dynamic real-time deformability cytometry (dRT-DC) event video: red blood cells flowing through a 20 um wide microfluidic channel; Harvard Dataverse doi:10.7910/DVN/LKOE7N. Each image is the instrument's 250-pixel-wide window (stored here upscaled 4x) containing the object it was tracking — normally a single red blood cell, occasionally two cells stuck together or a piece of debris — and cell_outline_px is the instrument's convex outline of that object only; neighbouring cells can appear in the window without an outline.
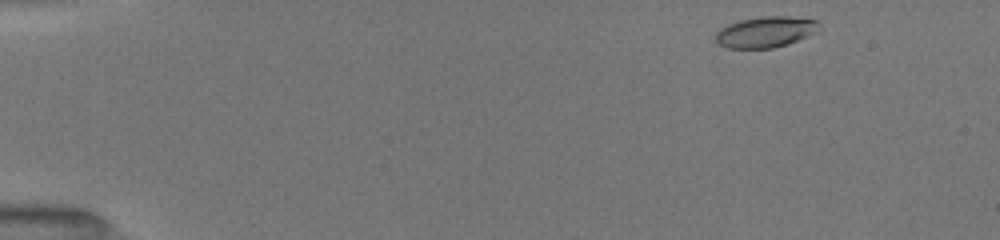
{"species": "common noctule bat (a hibernating species)", "species_latin": "Nyctalus noctula", "temperature_condition": "room temperature", "stored_images_in_passage": 46, "camera_frame_rate_fps": 3000, "um_per_image_px": 0.085, "animal": {"sex": "female", "body_mass_g": 19.5, "forearm_length_mm": 54.1}, "frame": {"image": 1, "passage_image": 1, "time_ms": 0.0, "image_size_px": [1000, 240], "cell_outline_px": [[820, 32], [788, 44], [772, 48], [728, 48], [720, 44], [716, 40], [716, 32], [720, 28], [728, 24], [740, 20], [764, 16], [788, 16], [816, 20]], "centroid_in_image_um": [65.1, 2.72], "position_along_channel_um": 19.9, "area_um2": 18.67}}
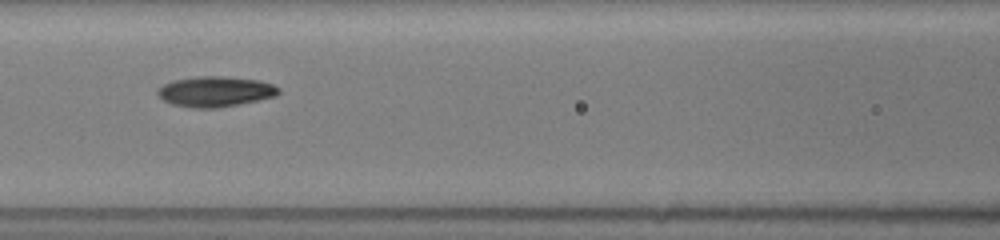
{"frame": {"image": 2, "passage_image": 19, "time_ms": 6.0, "image_size_px": [1000, 240], "cell_outline_px": [[280, 92], [276, 96], [260, 100], [240, 104], [216, 108], [192, 108], [172, 104], [164, 100], [156, 92], [164, 84], [172, 80], [200, 76], [224, 76], [260, 80], [272, 84], [280, 88]], "centroid_in_image_um": [18.34, 7.78], "position_along_channel_um": 148.3, "area_um2": 21.5}}
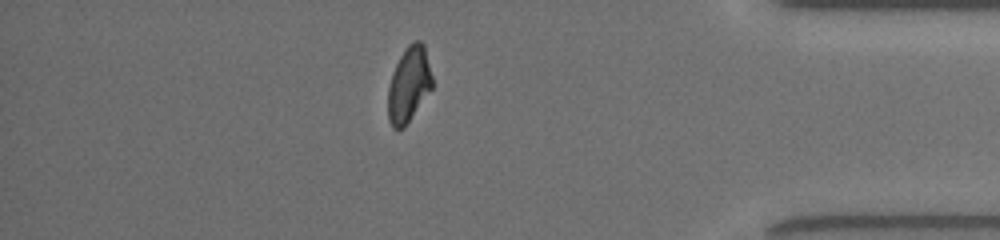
{"frame": {"image": 3, "passage_image": 40, "time_ms": 13.0, "image_size_px": [1000, 240], "cell_outline_px": [[432, 88], [404, 128], [392, 128], [388, 120], [388, 88], [392, 72], [400, 56], [408, 44], [416, 40], [420, 40], [424, 44], [432, 76]], "centroid_in_image_um": [34.74, 7.18], "position_along_channel_um": 400.5, "area_um2": 19.36}, "authors_computed_cell_mechanics": {"area_um2": 20.0566, "velocity_mm_per_s": 4.0213, "shape_relaxation_time_tau1_ms": 3.2792, "shape_relaxation_time_tau2_ms": 2.5777, "deformation_change_tau1": 0.1572, "deformation_change_tau2": 0.0837}}